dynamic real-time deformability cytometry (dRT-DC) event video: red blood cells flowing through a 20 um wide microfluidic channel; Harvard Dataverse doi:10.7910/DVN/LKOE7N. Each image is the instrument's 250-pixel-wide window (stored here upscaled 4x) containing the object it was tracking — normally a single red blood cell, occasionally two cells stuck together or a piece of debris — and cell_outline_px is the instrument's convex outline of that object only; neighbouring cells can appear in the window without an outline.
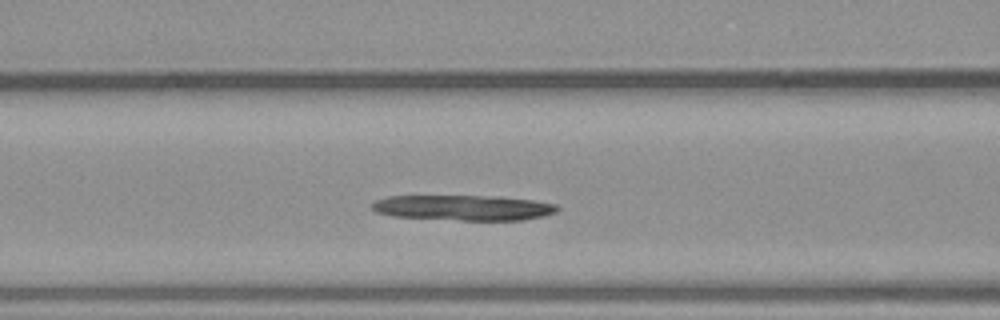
{"species": "common noctule bat (a hibernating species)", "species_latin": "Nyctalus noctula", "temperature_condition": "warm", "stored_images_in_passage": 33, "camera_frame_rate_fps": 3000, "um_per_image_px": 0.085, "animal": {"sex": "male", "body_mass_g": 23.1, "forearm_length_mm": 52.7}, "frame": {"image": 1, "passage_image": 6, "time_ms": 1.667, "image_size_px": [1000, 320], "cell_outline_px": [[560, 208], [556, 212], [544, 216], [524, 220], [460, 220], [392, 216], [376, 212], [372, 208], [372, 204], [376, 200], [388, 196], [496, 196], [532, 200], [556, 204]], "centroid_in_image_um": [39.41, 17.65], "position_along_channel_um": 127.2, "area_um2": 27.34}}
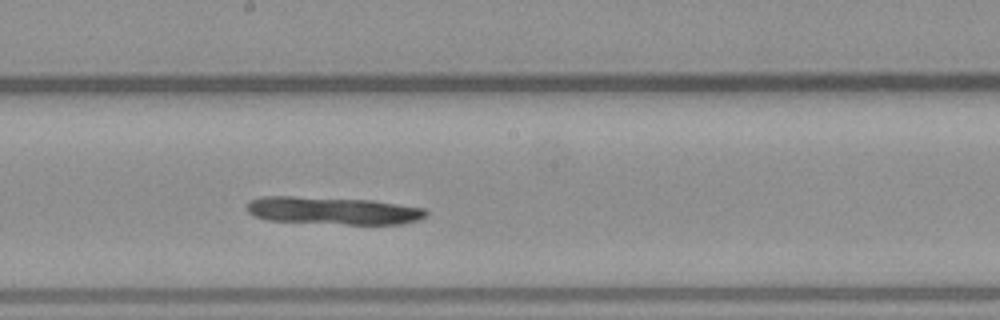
{"frame": {"image": 2, "passage_image": 12, "time_ms": 3.667, "image_size_px": [1000, 320], "cell_outline_px": [[428, 212], [420, 220], [400, 224], [344, 224], [268, 220], [256, 216], [248, 212], [248, 200], [260, 196], [292, 196], [372, 200], [424, 208]], "centroid_in_image_um": [28.3, 17.9], "position_along_channel_um": 219.9, "area_um2": 28.73}}
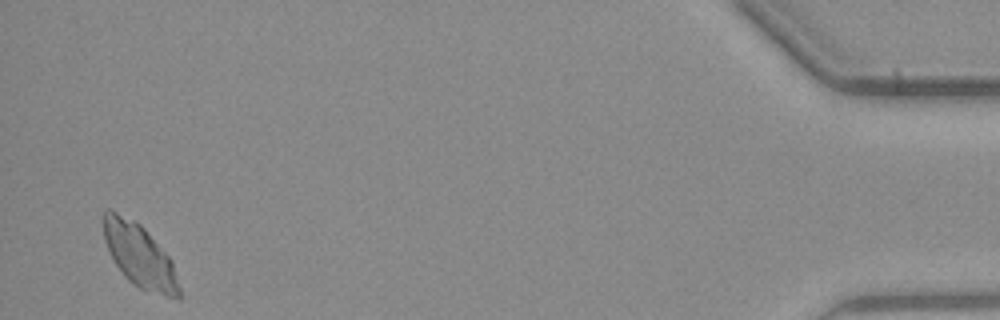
{"frame": {"image": 3, "passage_image": 31, "time_ms": 10.0, "image_size_px": [1000, 320], "cell_outline_px": [[180, 300], [140, 288], [132, 284], [124, 276], [116, 264], [104, 240], [100, 216], [104, 208], [108, 208], [140, 224], [144, 228], [172, 260], [180, 288]], "centroid_in_image_um": [11.82, 21.69], "position_along_channel_um": 423.4, "area_um2": 27.92}}